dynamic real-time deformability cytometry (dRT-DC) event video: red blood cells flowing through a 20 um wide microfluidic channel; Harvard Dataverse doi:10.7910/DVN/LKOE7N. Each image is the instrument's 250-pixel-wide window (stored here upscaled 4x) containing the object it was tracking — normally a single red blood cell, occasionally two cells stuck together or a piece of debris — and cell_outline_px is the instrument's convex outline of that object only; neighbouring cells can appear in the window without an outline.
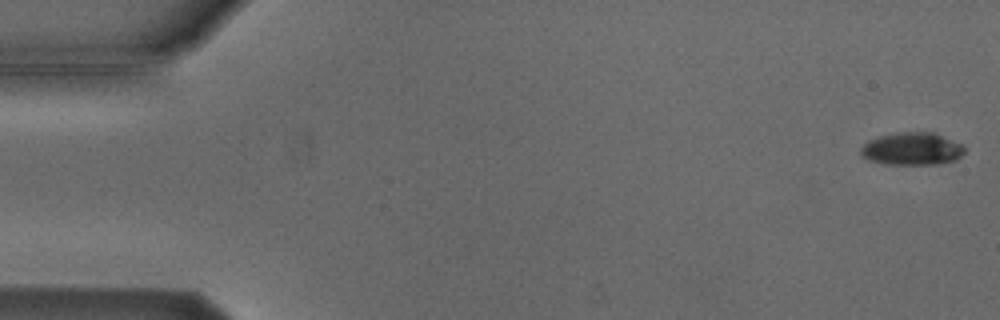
{"species": "Egyptian fruit bat (a non-hibernating species)", "species_latin": "Rousettus aegyptiacus", "temperature_condition": "cold", "stored_images_in_passage": 5, "camera_frame_rate_fps": 3000, "um_per_image_px": 0.085, "animal": {"sex": "male"}, "frame": {"image": 1, "passage_image": 1, "time_ms": 0.0, "image_size_px": [1000, 320], "cell_outline_px": [[964, 152], [956, 160], [936, 164], [888, 164], [868, 160], [860, 152], [860, 148], [868, 140], [880, 136], [900, 132], [936, 132], [964, 144]], "centroid_in_image_um": [77.56, 12.64], "position_along_channel_um": 7.4, "area_um2": 19.83}}
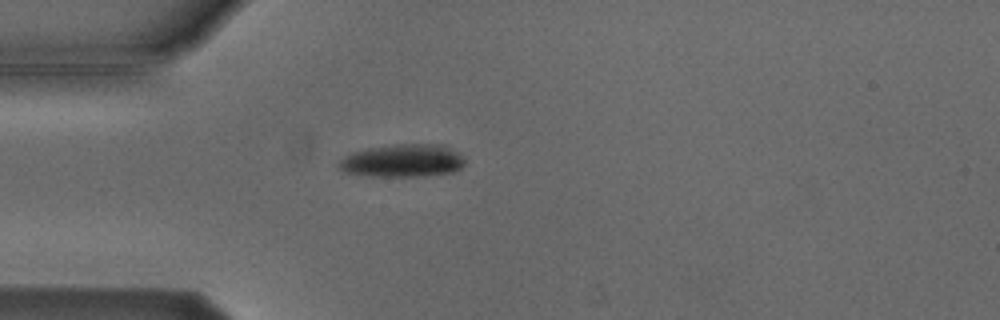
{"frame": {"image": 2, "passage_image": 5, "time_ms": 4.667, "image_size_px": [1000, 320], "cell_outline_px": [[464, 164], [460, 168], [452, 172], [424, 176], [372, 176], [344, 172], [336, 168], [336, 164], [344, 156], [352, 152], [368, 148], [396, 144], [444, 144], [460, 152], [464, 160]], "centroid_in_image_um": [34.22, 13.65], "position_along_channel_um": 50.8, "area_um2": 24.39}}